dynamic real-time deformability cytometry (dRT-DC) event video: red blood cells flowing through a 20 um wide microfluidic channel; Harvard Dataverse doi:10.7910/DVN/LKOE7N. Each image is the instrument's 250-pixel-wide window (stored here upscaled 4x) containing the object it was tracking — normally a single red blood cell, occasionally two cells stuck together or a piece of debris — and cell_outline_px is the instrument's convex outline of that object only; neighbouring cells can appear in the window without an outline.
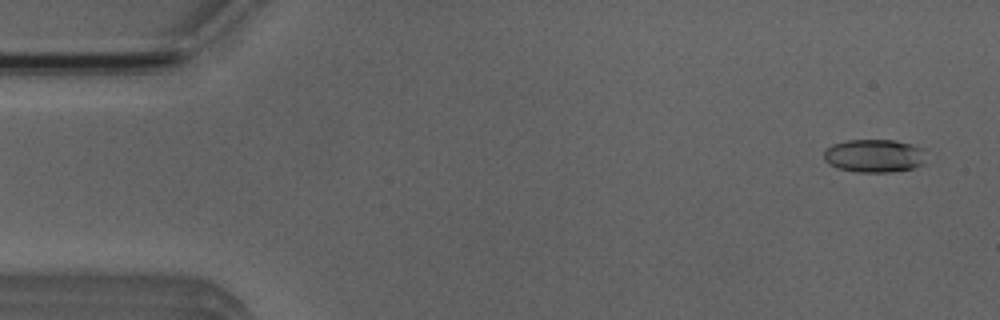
{"species": "Egyptian fruit bat (a non-hibernating species)", "species_latin": "Rousettus aegyptiacus", "temperature_condition": "room temperature", "stored_images_in_passage": 52, "camera_frame_rate_fps": 3000, "um_per_image_px": 0.085, "animal": {"sex": "male"}, "frame": {"image": 1, "passage_image": 3, "time_ms": 0.667, "image_size_px": [1000, 320], "cell_outline_px": [[924, 164], [912, 168], [892, 172], [860, 172], [840, 168], [824, 160], [824, 152], [832, 144], [848, 140], [896, 140], [912, 144], [920, 148]], "centroid_in_image_um": [74.29, 13.23], "position_along_channel_um": 10.7, "area_um2": 19.36}}
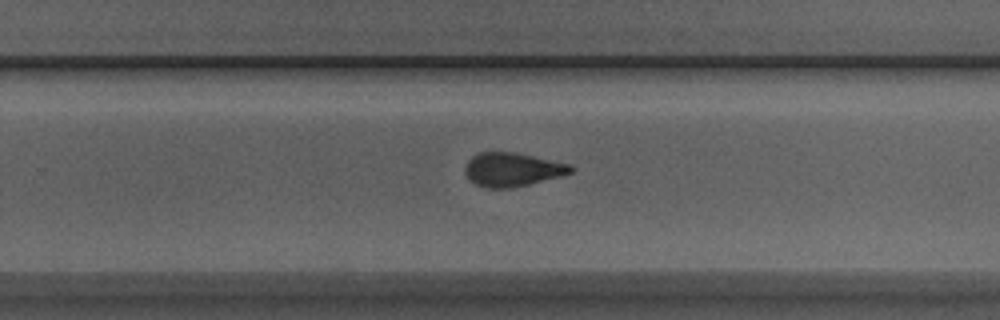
{"frame": {"image": 2, "passage_image": 33, "time_ms": 10.667, "image_size_px": [1000, 320], "cell_outline_px": [[576, 168], [572, 172], [564, 176], [528, 184], [508, 188], [484, 188], [468, 180], [464, 172], [464, 168], [468, 160], [472, 156], [480, 152], [512, 152], [572, 164]], "centroid_in_image_um": [43.55, 14.42], "position_along_channel_um": 286.2, "area_um2": 20.98}}
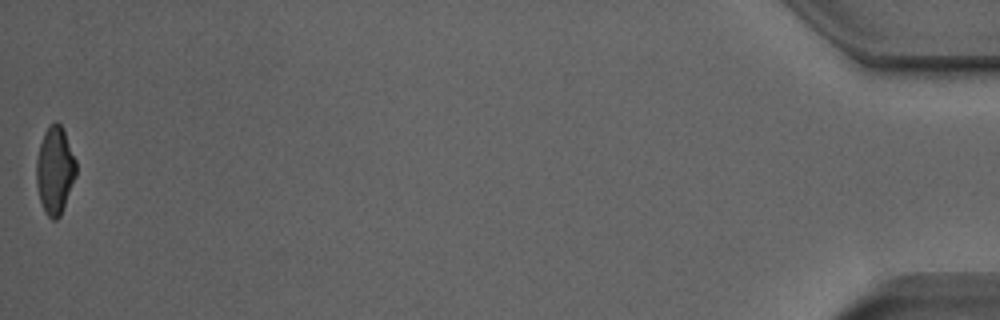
{"frame": {"image": 3, "passage_image": 52, "time_ms": 17.0, "image_size_px": [1000, 320], "cell_outline_px": [[76, 176], [60, 216], [56, 220], [52, 220], [44, 212], [40, 200], [36, 184], [36, 160], [40, 144], [44, 132], [48, 124], [56, 120], [64, 128], [76, 160]], "centroid_in_image_um": [4.67, 14.44], "position_along_channel_um": 430.5, "area_um2": 20.52}, "authors_computed_cell_mechanics": {"area_um2": 20.7791, "velocity_mm_per_s": 3.9417, "shape_relaxation_time_tau1_ms": 5.7646, "shape_relaxation_time_tau2_ms": 1.9611, "deformation_change_tau1": 0.1819, "deformation_change_tau2": 0.0992}}